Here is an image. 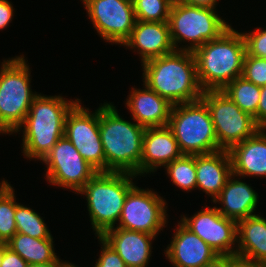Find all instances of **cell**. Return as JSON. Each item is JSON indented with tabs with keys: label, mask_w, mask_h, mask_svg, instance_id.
I'll list each match as a JSON object with an SVG mask.
<instances>
[{
	"label": "cell",
	"mask_w": 266,
	"mask_h": 267,
	"mask_svg": "<svg viewBox=\"0 0 266 267\" xmlns=\"http://www.w3.org/2000/svg\"><path fill=\"white\" fill-rule=\"evenodd\" d=\"M3 61L0 69V130L2 134L10 135L23 124L39 94L31 90L30 67L24 56Z\"/></svg>",
	"instance_id": "6"
},
{
	"label": "cell",
	"mask_w": 266,
	"mask_h": 267,
	"mask_svg": "<svg viewBox=\"0 0 266 267\" xmlns=\"http://www.w3.org/2000/svg\"><path fill=\"white\" fill-rule=\"evenodd\" d=\"M53 243V238L37 239L16 233L7 242V247L19 254L28 264L67 263L56 256Z\"/></svg>",
	"instance_id": "24"
},
{
	"label": "cell",
	"mask_w": 266,
	"mask_h": 267,
	"mask_svg": "<svg viewBox=\"0 0 266 267\" xmlns=\"http://www.w3.org/2000/svg\"><path fill=\"white\" fill-rule=\"evenodd\" d=\"M66 263L28 264L27 267H63Z\"/></svg>",
	"instance_id": "39"
},
{
	"label": "cell",
	"mask_w": 266,
	"mask_h": 267,
	"mask_svg": "<svg viewBox=\"0 0 266 267\" xmlns=\"http://www.w3.org/2000/svg\"><path fill=\"white\" fill-rule=\"evenodd\" d=\"M234 267H266V265L248 262V261L239 259L237 256H234Z\"/></svg>",
	"instance_id": "38"
},
{
	"label": "cell",
	"mask_w": 266,
	"mask_h": 267,
	"mask_svg": "<svg viewBox=\"0 0 266 267\" xmlns=\"http://www.w3.org/2000/svg\"><path fill=\"white\" fill-rule=\"evenodd\" d=\"M169 28L175 50L194 51L208 41L218 38L231 25L226 23L216 9L191 6L184 3L174 4L169 15ZM190 42L189 46L180 47L178 43Z\"/></svg>",
	"instance_id": "8"
},
{
	"label": "cell",
	"mask_w": 266,
	"mask_h": 267,
	"mask_svg": "<svg viewBox=\"0 0 266 267\" xmlns=\"http://www.w3.org/2000/svg\"><path fill=\"white\" fill-rule=\"evenodd\" d=\"M167 246L165 256L174 267H203L219 255L181 221Z\"/></svg>",
	"instance_id": "15"
},
{
	"label": "cell",
	"mask_w": 266,
	"mask_h": 267,
	"mask_svg": "<svg viewBox=\"0 0 266 267\" xmlns=\"http://www.w3.org/2000/svg\"><path fill=\"white\" fill-rule=\"evenodd\" d=\"M232 174L227 180L220 194L213 200L222 205L217 210L226 218L235 220L245 219L255 215L258 204V194L249 184L235 178ZM233 178V179H232ZM254 213V214H253Z\"/></svg>",
	"instance_id": "22"
},
{
	"label": "cell",
	"mask_w": 266,
	"mask_h": 267,
	"mask_svg": "<svg viewBox=\"0 0 266 267\" xmlns=\"http://www.w3.org/2000/svg\"><path fill=\"white\" fill-rule=\"evenodd\" d=\"M172 183L184 191L196 188L197 173L195 166V155H182L170 162L165 167Z\"/></svg>",
	"instance_id": "27"
},
{
	"label": "cell",
	"mask_w": 266,
	"mask_h": 267,
	"mask_svg": "<svg viewBox=\"0 0 266 267\" xmlns=\"http://www.w3.org/2000/svg\"><path fill=\"white\" fill-rule=\"evenodd\" d=\"M143 84L172 105L200 100L203 94L192 51L174 52L143 64Z\"/></svg>",
	"instance_id": "1"
},
{
	"label": "cell",
	"mask_w": 266,
	"mask_h": 267,
	"mask_svg": "<svg viewBox=\"0 0 266 267\" xmlns=\"http://www.w3.org/2000/svg\"><path fill=\"white\" fill-rule=\"evenodd\" d=\"M124 260L127 267H146L155 235L113 227L100 236Z\"/></svg>",
	"instance_id": "18"
},
{
	"label": "cell",
	"mask_w": 266,
	"mask_h": 267,
	"mask_svg": "<svg viewBox=\"0 0 266 267\" xmlns=\"http://www.w3.org/2000/svg\"><path fill=\"white\" fill-rule=\"evenodd\" d=\"M166 205L156 192L134 185L127 194L116 227L157 236L166 227Z\"/></svg>",
	"instance_id": "10"
},
{
	"label": "cell",
	"mask_w": 266,
	"mask_h": 267,
	"mask_svg": "<svg viewBox=\"0 0 266 267\" xmlns=\"http://www.w3.org/2000/svg\"><path fill=\"white\" fill-rule=\"evenodd\" d=\"M101 243V253L96 261L95 267H127L124 260L118 253L108 245L100 236H97Z\"/></svg>",
	"instance_id": "32"
},
{
	"label": "cell",
	"mask_w": 266,
	"mask_h": 267,
	"mask_svg": "<svg viewBox=\"0 0 266 267\" xmlns=\"http://www.w3.org/2000/svg\"><path fill=\"white\" fill-rule=\"evenodd\" d=\"M197 173L196 189L211 196L212 201L220 194L232 173L228 150L195 155Z\"/></svg>",
	"instance_id": "21"
},
{
	"label": "cell",
	"mask_w": 266,
	"mask_h": 267,
	"mask_svg": "<svg viewBox=\"0 0 266 267\" xmlns=\"http://www.w3.org/2000/svg\"><path fill=\"white\" fill-rule=\"evenodd\" d=\"M14 8L8 0H0V30H4L12 21Z\"/></svg>",
	"instance_id": "34"
},
{
	"label": "cell",
	"mask_w": 266,
	"mask_h": 267,
	"mask_svg": "<svg viewBox=\"0 0 266 267\" xmlns=\"http://www.w3.org/2000/svg\"><path fill=\"white\" fill-rule=\"evenodd\" d=\"M168 126L183 155H203L221 150L209 110L202 99L173 105Z\"/></svg>",
	"instance_id": "7"
},
{
	"label": "cell",
	"mask_w": 266,
	"mask_h": 267,
	"mask_svg": "<svg viewBox=\"0 0 266 267\" xmlns=\"http://www.w3.org/2000/svg\"><path fill=\"white\" fill-rule=\"evenodd\" d=\"M47 166L45 177L58 187L72 189L78 193L98 172L79 154V151L66 138L58 140L42 160Z\"/></svg>",
	"instance_id": "11"
},
{
	"label": "cell",
	"mask_w": 266,
	"mask_h": 267,
	"mask_svg": "<svg viewBox=\"0 0 266 267\" xmlns=\"http://www.w3.org/2000/svg\"><path fill=\"white\" fill-rule=\"evenodd\" d=\"M232 173L237 177H266V131L259 129L252 137L229 150Z\"/></svg>",
	"instance_id": "20"
},
{
	"label": "cell",
	"mask_w": 266,
	"mask_h": 267,
	"mask_svg": "<svg viewBox=\"0 0 266 267\" xmlns=\"http://www.w3.org/2000/svg\"><path fill=\"white\" fill-rule=\"evenodd\" d=\"M222 91L243 111L250 114L257 125V107L260 87L239 76L226 85Z\"/></svg>",
	"instance_id": "25"
},
{
	"label": "cell",
	"mask_w": 266,
	"mask_h": 267,
	"mask_svg": "<svg viewBox=\"0 0 266 267\" xmlns=\"http://www.w3.org/2000/svg\"><path fill=\"white\" fill-rule=\"evenodd\" d=\"M257 126L266 129V85L260 87V99L257 107Z\"/></svg>",
	"instance_id": "35"
},
{
	"label": "cell",
	"mask_w": 266,
	"mask_h": 267,
	"mask_svg": "<svg viewBox=\"0 0 266 267\" xmlns=\"http://www.w3.org/2000/svg\"><path fill=\"white\" fill-rule=\"evenodd\" d=\"M5 180L0 183V242L7 243L16 233V196Z\"/></svg>",
	"instance_id": "26"
},
{
	"label": "cell",
	"mask_w": 266,
	"mask_h": 267,
	"mask_svg": "<svg viewBox=\"0 0 266 267\" xmlns=\"http://www.w3.org/2000/svg\"><path fill=\"white\" fill-rule=\"evenodd\" d=\"M245 46L246 54L266 58V29L260 27L249 33H242Z\"/></svg>",
	"instance_id": "31"
},
{
	"label": "cell",
	"mask_w": 266,
	"mask_h": 267,
	"mask_svg": "<svg viewBox=\"0 0 266 267\" xmlns=\"http://www.w3.org/2000/svg\"><path fill=\"white\" fill-rule=\"evenodd\" d=\"M218 0H180L181 3L215 9Z\"/></svg>",
	"instance_id": "37"
},
{
	"label": "cell",
	"mask_w": 266,
	"mask_h": 267,
	"mask_svg": "<svg viewBox=\"0 0 266 267\" xmlns=\"http://www.w3.org/2000/svg\"><path fill=\"white\" fill-rule=\"evenodd\" d=\"M182 155L173 131L168 125L146 128L143 135L140 176L154 173L158 167H165Z\"/></svg>",
	"instance_id": "17"
},
{
	"label": "cell",
	"mask_w": 266,
	"mask_h": 267,
	"mask_svg": "<svg viewBox=\"0 0 266 267\" xmlns=\"http://www.w3.org/2000/svg\"><path fill=\"white\" fill-rule=\"evenodd\" d=\"M236 256L266 265V219L252 215L237 222Z\"/></svg>",
	"instance_id": "23"
},
{
	"label": "cell",
	"mask_w": 266,
	"mask_h": 267,
	"mask_svg": "<svg viewBox=\"0 0 266 267\" xmlns=\"http://www.w3.org/2000/svg\"><path fill=\"white\" fill-rule=\"evenodd\" d=\"M79 100L65 119L64 137L82 158L98 172H105V154L99 131V108L94 113L82 107Z\"/></svg>",
	"instance_id": "12"
},
{
	"label": "cell",
	"mask_w": 266,
	"mask_h": 267,
	"mask_svg": "<svg viewBox=\"0 0 266 267\" xmlns=\"http://www.w3.org/2000/svg\"><path fill=\"white\" fill-rule=\"evenodd\" d=\"M242 77L258 87L266 85V58L245 54Z\"/></svg>",
	"instance_id": "30"
},
{
	"label": "cell",
	"mask_w": 266,
	"mask_h": 267,
	"mask_svg": "<svg viewBox=\"0 0 266 267\" xmlns=\"http://www.w3.org/2000/svg\"><path fill=\"white\" fill-rule=\"evenodd\" d=\"M6 247H7V243L0 242V267H1V263L3 261L4 251H5Z\"/></svg>",
	"instance_id": "40"
},
{
	"label": "cell",
	"mask_w": 266,
	"mask_h": 267,
	"mask_svg": "<svg viewBox=\"0 0 266 267\" xmlns=\"http://www.w3.org/2000/svg\"><path fill=\"white\" fill-rule=\"evenodd\" d=\"M143 126L124 120L111 103L99 106V131L105 154V172L140 175Z\"/></svg>",
	"instance_id": "2"
},
{
	"label": "cell",
	"mask_w": 266,
	"mask_h": 267,
	"mask_svg": "<svg viewBox=\"0 0 266 267\" xmlns=\"http://www.w3.org/2000/svg\"><path fill=\"white\" fill-rule=\"evenodd\" d=\"M80 99L67 100L60 95L44 96L41 93L34 99L23 127V155L30 159L43 160L60 138L64 136L65 119L71 108Z\"/></svg>",
	"instance_id": "4"
},
{
	"label": "cell",
	"mask_w": 266,
	"mask_h": 267,
	"mask_svg": "<svg viewBox=\"0 0 266 267\" xmlns=\"http://www.w3.org/2000/svg\"><path fill=\"white\" fill-rule=\"evenodd\" d=\"M180 221L219 256H236L237 222L223 216L216 206H205L192 217L183 216Z\"/></svg>",
	"instance_id": "14"
},
{
	"label": "cell",
	"mask_w": 266,
	"mask_h": 267,
	"mask_svg": "<svg viewBox=\"0 0 266 267\" xmlns=\"http://www.w3.org/2000/svg\"><path fill=\"white\" fill-rule=\"evenodd\" d=\"M144 89L132 88L125 103L132 119L144 128L169 124L172 104L143 84Z\"/></svg>",
	"instance_id": "19"
},
{
	"label": "cell",
	"mask_w": 266,
	"mask_h": 267,
	"mask_svg": "<svg viewBox=\"0 0 266 267\" xmlns=\"http://www.w3.org/2000/svg\"><path fill=\"white\" fill-rule=\"evenodd\" d=\"M193 54L201 89L222 90L242 76L245 40L241 32L230 26L218 38L196 48Z\"/></svg>",
	"instance_id": "3"
},
{
	"label": "cell",
	"mask_w": 266,
	"mask_h": 267,
	"mask_svg": "<svg viewBox=\"0 0 266 267\" xmlns=\"http://www.w3.org/2000/svg\"><path fill=\"white\" fill-rule=\"evenodd\" d=\"M28 263L16 252L6 247L1 267H27Z\"/></svg>",
	"instance_id": "33"
},
{
	"label": "cell",
	"mask_w": 266,
	"mask_h": 267,
	"mask_svg": "<svg viewBox=\"0 0 266 267\" xmlns=\"http://www.w3.org/2000/svg\"><path fill=\"white\" fill-rule=\"evenodd\" d=\"M172 5L180 3V0H167Z\"/></svg>",
	"instance_id": "41"
},
{
	"label": "cell",
	"mask_w": 266,
	"mask_h": 267,
	"mask_svg": "<svg viewBox=\"0 0 266 267\" xmlns=\"http://www.w3.org/2000/svg\"><path fill=\"white\" fill-rule=\"evenodd\" d=\"M201 99L209 110L221 150H229L260 129L254 118L243 112L222 90L203 91Z\"/></svg>",
	"instance_id": "9"
},
{
	"label": "cell",
	"mask_w": 266,
	"mask_h": 267,
	"mask_svg": "<svg viewBox=\"0 0 266 267\" xmlns=\"http://www.w3.org/2000/svg\"><path fill=\"white\" fill-rule=\"evenodd\" d=\"M63 267H78V266H75V264L67 262Z\"/></svg>",
	"instance_id": "42"
},
{
	"label": "cell",
	"mask_w": 266,
	"mask_h": 267,
	"mask_svg": "<svg viewBox=\"0 0 266 267\" xmlns=\"http://www.w3.org/2000/svg\"><path fill=\"white\" fill-rule=\"evenodd\" d=\"M93 27L109 43L123 45L136 17L132 0H82Z\"/></svg>",
	"instance_id": "13"
},
{
	"label": "cell",
	"mask_w": 266,
	"mask_h": 267,
	"mask_svg": "<svg viewBox=\"0 0 266 267\" xmlns=\"http://www.w3.org/2000/svg\"><path fill=\"white\" fill-rule=\"evenodd\" d=\"M134 49L141 57V63L175 51L170 36L169 23L144 22L136 20L130 37L123 43Z\"/></svg>",
	"instance_id": "16"
},
{
	"label": "cell",
	"mask_w": 266,
	"mask_h": 267,
	"mask_svg": "<svg viewBox=\"0 0 266 267\" xmlns=\"http://www.w3.org/2000/svg\"><path fill=\"white\" fill-rule=\"evenodd\" d=\"M203 267H234V256H218L213 262Z\"/></svg>",
	"instance_id": "36"
},
{
	"label": "cell",
	"mask_w": 266,
	"mask_h": 267,
	"mask_svg": "<svg viewBox=\"0 0 266 267\" xmlns=\"http://www.w3.org/2000/svg\"><path fill=\"white\" fill-rule=\"evenodd\" d=\"M135 177L125 172H97L78 192L86 196L92 229L97 236L118 223Z\"/></svg>",
	"instance_id": "5"
},
{
	"label": "cell",
	"mask_w": 266,
	"mask_h": 267,
	"mask_svg": "<svg viewBox=\"0 0 266 267\" xmlns=\"http://www.w3.org/2000/svg\"><path fill=\"white\" fill-rule=\"evenodd\" d=\"M15 221L17 233L37 239L53 238L43 218L30 207L17 202Z\"/></svg>",
	"instance_id": "28"
},
{
	"label": "cell",
	"mask_w": 266,
	"mask_h": 267,
	"mask_svg": "<svg viewBox=\"0 0 266 267\" xmlns=\"http://www.w3.org/2000/svg\"><path fill=\"white\" fill-rule=\"evenodd\" d=\"M136 20L167 22L172 4L167 0H132Z\"/></svg>",
	"instance_id": "29"
}]
</instances>
